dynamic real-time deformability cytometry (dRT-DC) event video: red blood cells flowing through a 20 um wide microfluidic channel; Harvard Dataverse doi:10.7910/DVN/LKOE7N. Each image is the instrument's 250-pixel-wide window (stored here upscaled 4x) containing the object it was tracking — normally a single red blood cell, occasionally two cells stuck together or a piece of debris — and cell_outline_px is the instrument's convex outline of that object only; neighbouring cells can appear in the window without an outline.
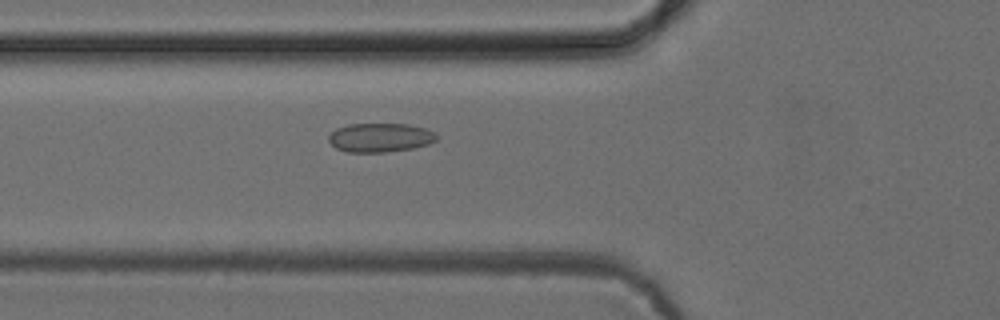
{"species": "common noctule bat (a hibernating species)", "species_latin": "Nyctalus noctula", "temperature_condition": "cold", "stored_images_in_passage": 53, "camera_frame_rate_fps": 3000, "um_per_image_px": 0.085, "animal": {"sex": "female", "body_mass_g": 24.6, "forearm_length_mm": 56.2}, "frame": {"image": 1, "passage_image": 20, "time_ms": 6.333, "image_size_px": [1000, 320], "cell_outline_px": [[440, 136], [436, 140], [428, 144], [412, 148], [384, 152], [348, 152], [336, 148], [328, 140], [328, 136], [336, 128], [348, 124], [408, 124], [424, 128]], "centroid_in_image_um": [32.3, 11.69], "position_along_channel_um": 93.5, "area_um2": 18.15}}
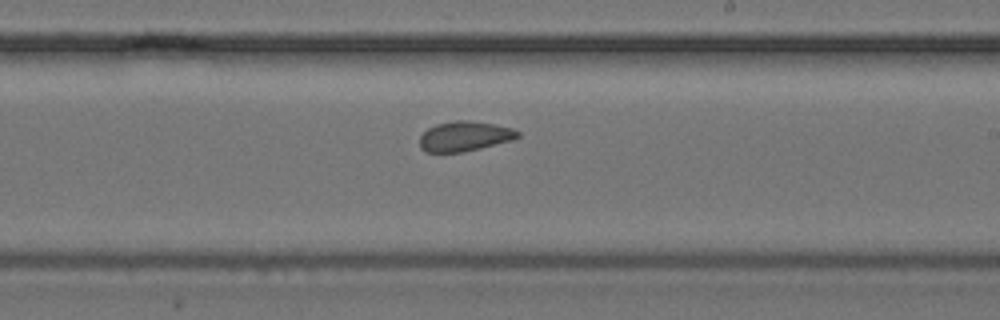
{"frame": {"image": 2, "passage_image": 32, "time_ms": 10.333, "image_size_px": [1000, 320], "cell_outline_px": [[520, 136], [512, 140], [464, 152], [424, 152], [420, 148], [420, 136], [428, 128], [436, 124], [456, 120], [472, 120], [512, 128], [520, 132]], "centroid_in_image_um": [39.48, 11.58], "position_along_channel_um": 249.5, "area_um2": 17.11}}
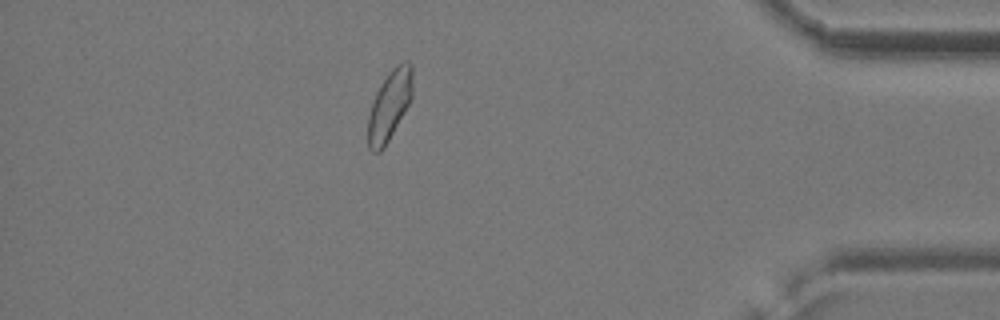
{"frame": {"image": 3, "passage_image": 47, "time_ms": 15.333, "image_size_px": [1000, 320], "cell_outline_px": [[412, 100], [384, 148], [380, 152], [372, 152], [368, 148], [368, 116], [376, 92], [380, 84], [388, 72], [396, 64], [404, 60], [408, 60], [412, 64]], "centroid_in_image_um": [33.12, 8.93], "position_along_channel_um": 402.1, "area_um2": 18.44}, "authors_computed_cell_mechanics": {"area_um2": 18.4382, "velocity_mm_per_s": 3.8906, "shape_relaxation_time_tau1_ms": null, "shape_relaxation_time_tau2_ms": 1.9402, "deformation_change_tau1": null, "deformation_change_tau2": 0.0587}}